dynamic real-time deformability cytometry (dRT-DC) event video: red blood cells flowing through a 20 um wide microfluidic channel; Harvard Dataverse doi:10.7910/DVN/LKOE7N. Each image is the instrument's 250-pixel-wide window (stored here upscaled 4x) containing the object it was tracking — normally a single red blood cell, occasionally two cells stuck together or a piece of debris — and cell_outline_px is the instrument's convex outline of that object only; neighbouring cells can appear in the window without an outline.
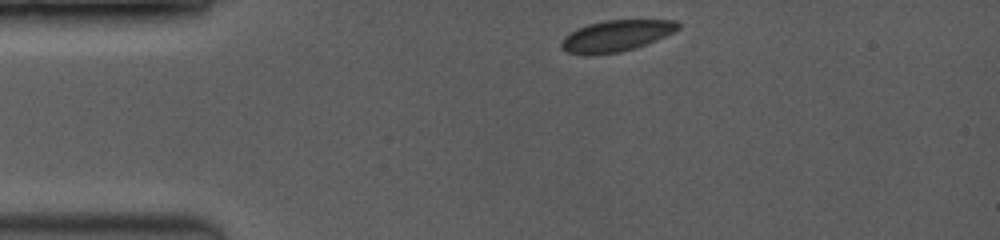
{"species": "common noctule bat (a hibernating species)", "species_latin": "Nyctalus noctula", "temperature_condition": "room temperature", "stored_images_in_passage": 18, "camera_frame_rate_fps": 3500, "um_per_image_px": 0.085, "animal": {"sex": "female", "body_mass_g": 19.0, "forearm_length_mm": 53.3}, "frame": {"image": 1, "passage_image": 1, "time_ms": 0.0, "image_size_px": [1000, 240], "cell_outline_px": [[680, 28], [656, 40], [636, 48], [620, 52], [588, 56], [584, 56], [568, 52], [560, 44], [572, 32], [588, 24], [604, 20], [676, 20], [680, 24]], "centroid_in_image_um": [52.41, 3.06], "position_along_channel_um": 32.6, "area_um2": 21.04}}
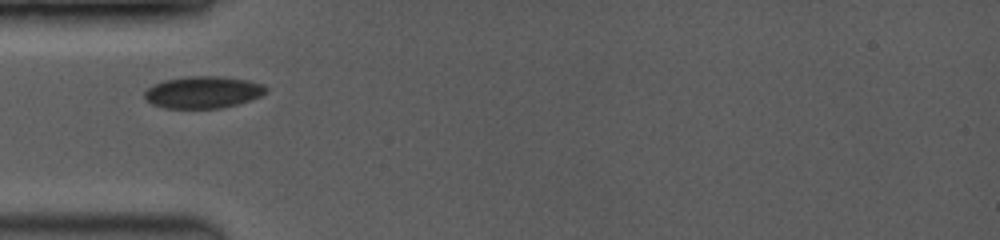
{"frame": {"image": 2, "passage_image": 13, "time_ms": 2.0, "image_size_px": [1000, 240], "cell_outline_px": [[268, 92], [260, 96], [224, 108], [164, 108], [152, 104], [144, 96], [144, 92], [148, 88], [164, 80], [184, 76], [220, 76], [248, 80], [264, 84], [268, 88]], "centroid_in_image_um": [17.28, 7.83], "position_along_channel_um": 67.7, "area_um2": 22.66}}
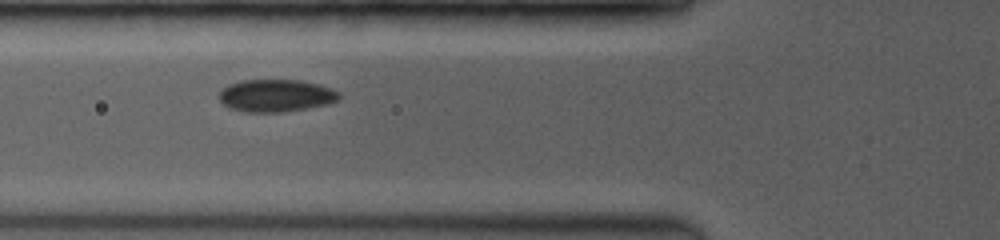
{"frame": {"image": 3, "passage_image": 17, "time_ms": 2.857, "image_size_px": [1000, 240], "cell_outline_px": [[340, 100], [328, 104], [308, 108], [284, 112], [244, 112], [228, 108], [220, 100], [220, 92], [228, 84], [240, 80], [300, 80], [320, 84], [332, 88], [340, 92]], "centroid_in_image_um": [23.49, 8.13], "position_along_channel_um": 102.3, "area_um2": 22.95}}